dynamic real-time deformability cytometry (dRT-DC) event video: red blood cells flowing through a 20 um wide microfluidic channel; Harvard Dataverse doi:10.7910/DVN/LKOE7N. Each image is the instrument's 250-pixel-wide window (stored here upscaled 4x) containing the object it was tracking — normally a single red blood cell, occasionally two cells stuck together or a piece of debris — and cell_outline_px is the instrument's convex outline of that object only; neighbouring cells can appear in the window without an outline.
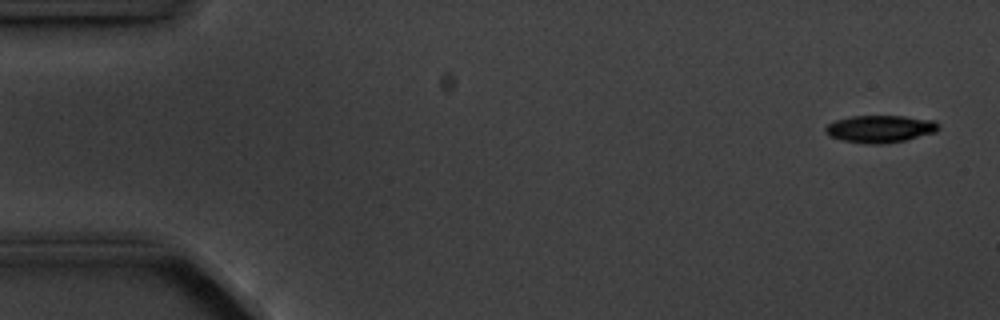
{"species": "common noctule bat (a hibernating species)", "species_latin": "Nyctalus noctula", "temperature_condition": "cold", "stored_images_in_passage": 6, "camera_frame_rate_fps": 3000, "um_per_image_px": 0.085, "animal": {"sex": "male", "body_mass_g": 20.1, "forearm_length_mm": 53.5}, "frame": {"image": 1, "passage_image": 1, "time_ms": 0.0, "image_size_px": [1000, 320], "cell_outline_px": [[940, 128], [936, 132], [904, 140], [880, 144], [864, 144], [844, 140], [832, 136], [824, 132], [824, 128], [828, 124], [836, 120], [852, 116], [904, 116], [936, 120], [940, 124]], "centroid_in_image_um": [74.85, 10.94], "position_along_channel_um": 10.2, "area_um2": 17.98}}
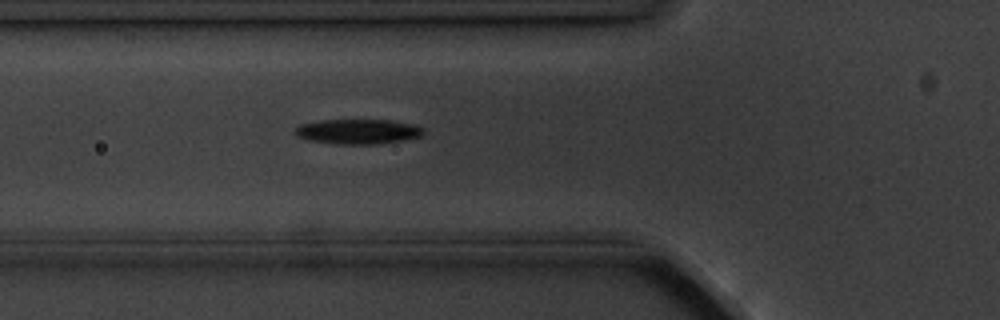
{"frame": {"image": 2, "passage_image": 6, "time_ms": 5.667, "image_size_px": [1000, 320], "cell_outline_px": [[424, 132], [420, 136], [404, 140], [376, 144], [336, 144], [308, 140], [296, 136], [292, 132], [300, 124], [320, 120], [392, 120], [416, 124], [424, 128]], "centroid_in_image_um": [30.42, 11.17], "position_along_channel_um": 95.4, "area_um2": 18.84}}